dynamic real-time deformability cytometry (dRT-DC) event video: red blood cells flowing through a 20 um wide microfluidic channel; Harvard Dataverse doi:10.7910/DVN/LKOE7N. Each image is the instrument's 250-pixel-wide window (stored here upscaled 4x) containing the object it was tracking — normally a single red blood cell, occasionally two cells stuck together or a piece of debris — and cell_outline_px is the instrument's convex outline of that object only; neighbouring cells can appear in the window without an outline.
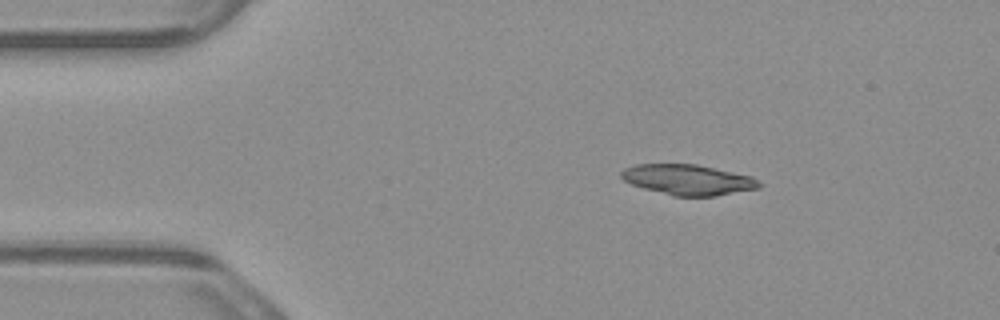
{"species": "common noctule bat (a hibernating species)", "species_latin": "Nyctalus noctula", "temperature_condition": "warm", "stored_images_in_passage": 4, "camera_frame_rate_fps": 3000, "um_per_image_px": 0.085, "animal": {"sex": "male", "body_mass_g": 23.1, "forearm_length_mm": 52.7}, "frame": {"image": 1, "passage_image": 2, "time_ms": 0.333, "image_size_px": [1000, 320], "cell_outline_px": [[764, 184], [760, 188], [716, 196], [672, 196], [644, 188], [632, 184], [624, 180], [620, 176], [620, 172], [624, 168], [636, 164], [696, 164], [752, 176]], "centroid_in_image_um": [58.51, 15.28], "position_along_channel_um": 26.5, "area_um2": 24.57}}
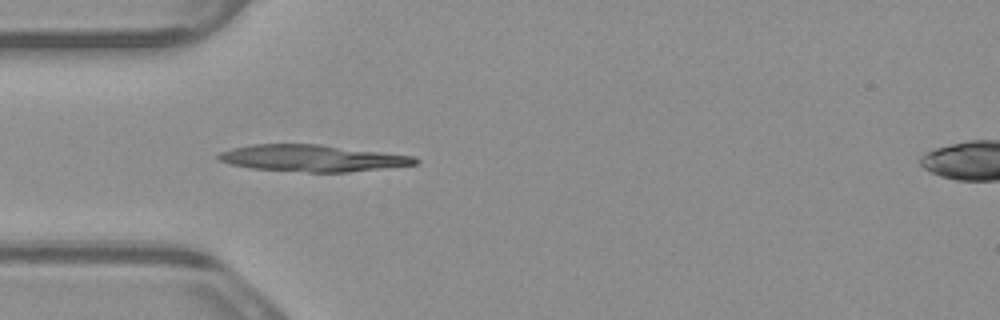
{"frame": {"image": 2, "passage_image": 4, "time_ms": 1.0, "image_size_px": [1000, 320], "cell_outline_px": [[420, 160], [416, 164], [348, 172], [308, 172], [248, 168], [232, 164], [220, 160], [216, 156], [220, 152], [232, 148], [252, 144], [320, 144], [412, 156]], "centroid_in_image_um": [26.5, 13.44], "position_along_channel_um": 58.5, "area_um2": 30.29}}